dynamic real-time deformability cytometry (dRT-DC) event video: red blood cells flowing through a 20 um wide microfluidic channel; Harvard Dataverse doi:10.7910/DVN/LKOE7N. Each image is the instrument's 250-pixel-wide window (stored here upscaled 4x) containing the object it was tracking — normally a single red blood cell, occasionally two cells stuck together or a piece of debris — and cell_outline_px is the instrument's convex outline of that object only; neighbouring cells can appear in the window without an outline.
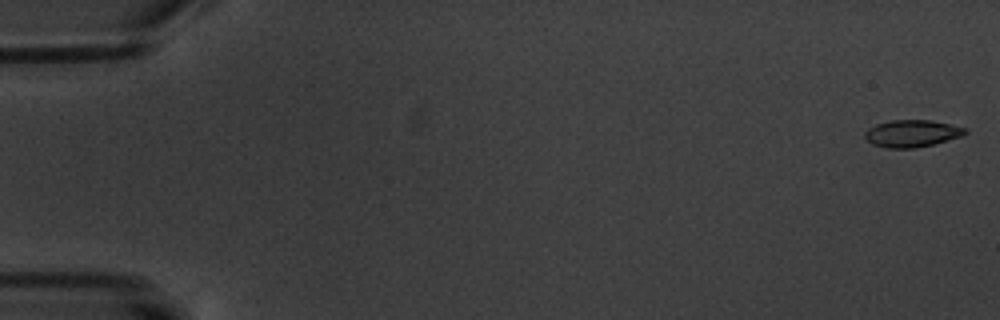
{"species": "common noctule bat (a hibernating species)", "species_latin": "Nyctalus noctula", "temperature_condition": "warm", "stored_images_in_passage": 5, "camera_frame_rate_fps": 3000, "um_per_image_px": 0.085, "animal": {"sex": "male", "body_mass_g": 20.1, "forearm_length_mm": 53.5}, "frame": {"image": 1, "passage_image": 1, "time_ms": 0.0, "image_size_px": [1000, 320], "cell_outline_px": [[968, 132], [964, 136], [916, 148], [888, 148], [872, 144], [864, 136], [864, 132], [868, 128], [876, 124], [892, 120], [932, 120], [968, 128]], "centroid_in_image_um": [77.55, 11.34], "position_along_channel_um": 7.5, "area_um2": 15.95}}
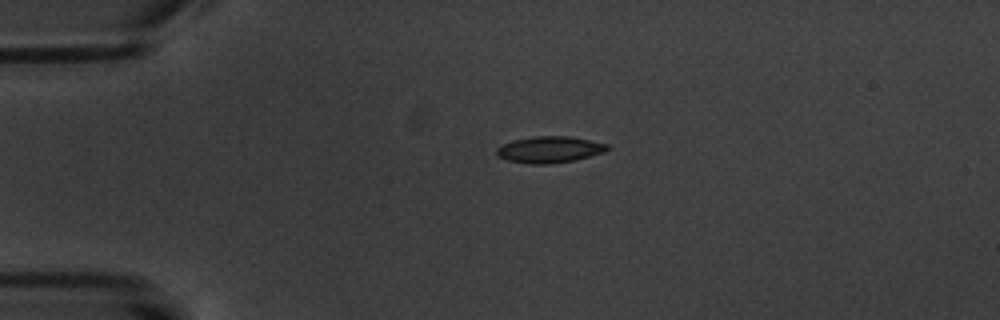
{"frame": {"image": 2, "passage_image": 4, "time_ms": 4.333, "image_size_px": [1000, 320], "cell_outline_px": [[608, 148], [604, 152], [576, 160], [552, 164], [532, 164], [508, 160], [496, 156], [496, 148], [504, 144], [516, 140], [532, 136], [568, 136], [608, 144]], "centroid_in_image_um": [46.7, 12.72], "position_along_channel_um": 38.3, "area_um2": 16.94}}